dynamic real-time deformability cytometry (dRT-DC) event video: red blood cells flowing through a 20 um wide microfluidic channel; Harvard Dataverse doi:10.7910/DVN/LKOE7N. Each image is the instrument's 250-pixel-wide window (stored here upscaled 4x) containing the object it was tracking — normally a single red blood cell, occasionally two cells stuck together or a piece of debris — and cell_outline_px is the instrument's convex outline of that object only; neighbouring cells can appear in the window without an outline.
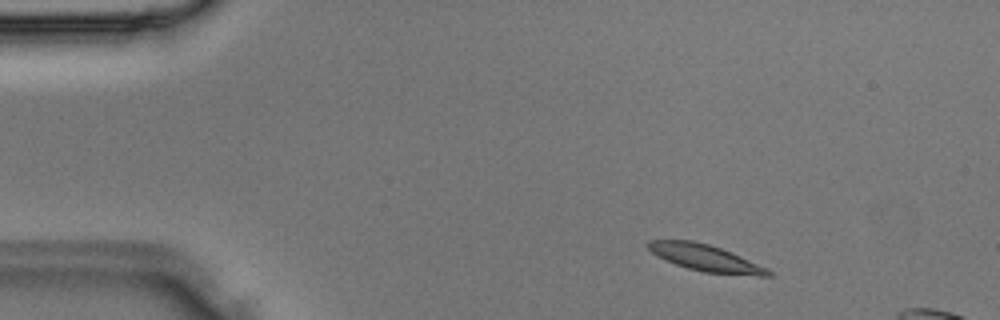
{"species": "Egyptian fruit bat (a non-hibernating species)", "species_latin": "Rousettus aegyptiacus", "temperature_condition": "room temperature", "stored_images_in_passage": 8, "camera_frame_rate_fps": 3000, "um_per_image_px": 0.085, "animal": {"sex": "male"}, "frame": {"image": 1, "passage_image": 3, "time_ms": 0.667, "image_size_px": [1000, 320], "cell_outline_px": [[772, 276], [760, 276], [704, 272], [688, 268], [676, 264], [652, 252], [648, 248], [648, 240], [692, 240], [708, 244], [732, 252], [768, 268], [772, 272]], "centroid_in_image_um": [60.03, 21.92], "position_along_channel_um": 25.0, "area_um2": 18.32}}